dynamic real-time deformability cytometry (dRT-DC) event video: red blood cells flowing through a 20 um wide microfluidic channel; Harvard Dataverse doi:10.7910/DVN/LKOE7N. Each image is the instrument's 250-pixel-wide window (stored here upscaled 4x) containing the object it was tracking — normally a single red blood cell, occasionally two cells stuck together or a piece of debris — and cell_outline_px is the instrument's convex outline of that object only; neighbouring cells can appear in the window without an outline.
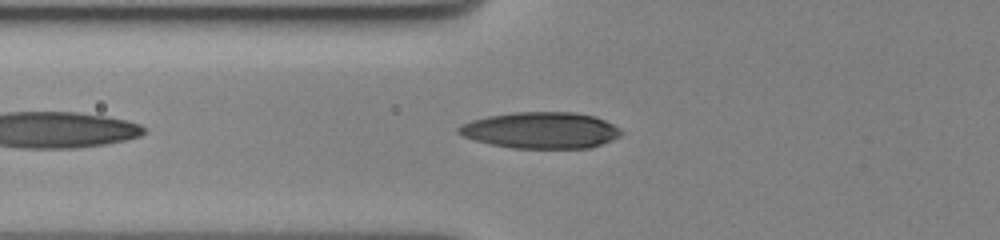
{"species": "human", "species_latin": "Homo sapiens", "temperature_condition": "cold", "stored_images_in_passage": 40, "camera_frame_rate_fps": 3000, "um_per_image_px": 0.085, "donor": {"sex": "female"}, "frame": {"image": 1, "passage_image": 5, "time_ms": 1.333, "image_size_px": [1000, 240], "cell_outline_px": [[624, 132], [620, 136], [612, 140], [588, 148], [512, 148], [492, 144], [476, 140], [464, 136], [456, 132], [456, 128], [472, 120], [488, 116], [516, 112], [572, 112], [592, 116], [604, 120], [620, 128]], "centroid_in_image_um": [45.99, 11.07], "position_along_channel_um": 79.8, "area_um2": 34.16}}
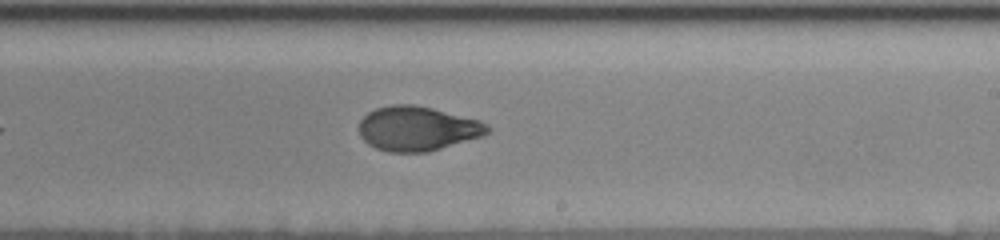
{"frame": {"image": 2, "passage_image": 20, "time_ms": 6.333, "image_size_px": [1000, 240], "cell_outline_px": [[492, 128], [484, 136], [428, 152], [388, 152], [376, 148], [368, 144], [360, 136], [360, 120], [368, 112], [376, 108], [392, 104], [416, 104], [480, 120]], "centroid_in_image_um": [35.49, 10.93], "position_along_channel_um": 253.5, "area_um2": 33.47}}
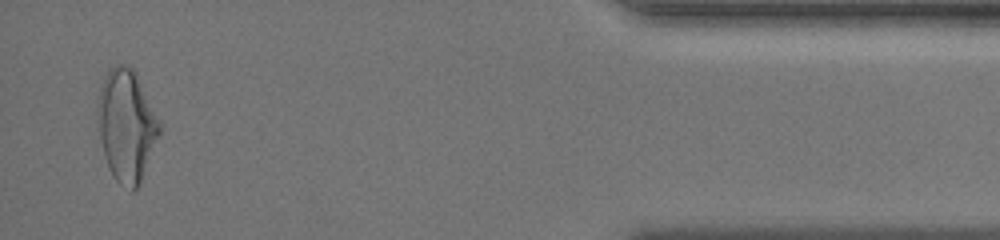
{"frame": {"image": 3, "passage_image": 39, "time_ms": 12.667, "image_size_px": [1000, 240], "cell_outline_px": [[160, 132], [140, 180], [136, 188], [132, 192], [120, 184], [112, 176], [104, 156], [100, 136], [96, 112], [96, 104], [100, 88], [104, 76], [116, 64], [124, 64], [132, 68], [136, 72], [160, 124]], "centroid_in_image_um": [10.71, 10.64], "position_along_channel_um": 424.5, "area_um2": 39.71}, "authors_computed_cell_mechanics": {"area_um2": 33.6685, "velocity_mm_per_s": 3.4846, "shape_relaxation_time_tau1_ms": 4.4953, "shape_relaxation_time_tau2_ms": 2.0711, "deformation_change_tau1": 0.1665, "deformation_change_tau2": 0.0715}}